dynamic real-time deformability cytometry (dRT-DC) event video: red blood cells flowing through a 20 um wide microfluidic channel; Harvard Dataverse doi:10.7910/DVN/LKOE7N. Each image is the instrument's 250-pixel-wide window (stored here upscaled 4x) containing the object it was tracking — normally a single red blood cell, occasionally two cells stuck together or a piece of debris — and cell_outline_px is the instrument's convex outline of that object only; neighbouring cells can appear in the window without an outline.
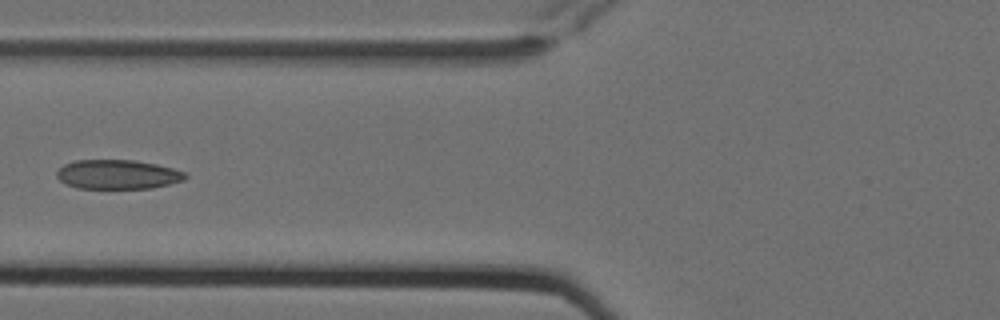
{"species": "Egyptian fruit bat (a non-hibernating species)", "species_latin": "Rousettus aegyptiacus", "temperature_condition": "cold", "stored_images_in_passage": 6, "camera_frame_rate_fps": 3000, "um_per_image_px": 0.085, "animal": {"sex": "female"}, "frame": {"image": 1, "passage_image": 6, "time_ms": 1.667, "image_size_px": [1000, 320], "cell_outline_px": [[188, 176], [184, 180], [152, 188], [76, 188], [64, 184], [56, 176], [56, 172], [64, 164], [76, 160], [136, 160], [156, 164], [172, 168], [184, 172]], "centroid_in_image_um": [9.98, 14.82], "position_along_channel_um": 115.8, "area_um2": 21.96}}